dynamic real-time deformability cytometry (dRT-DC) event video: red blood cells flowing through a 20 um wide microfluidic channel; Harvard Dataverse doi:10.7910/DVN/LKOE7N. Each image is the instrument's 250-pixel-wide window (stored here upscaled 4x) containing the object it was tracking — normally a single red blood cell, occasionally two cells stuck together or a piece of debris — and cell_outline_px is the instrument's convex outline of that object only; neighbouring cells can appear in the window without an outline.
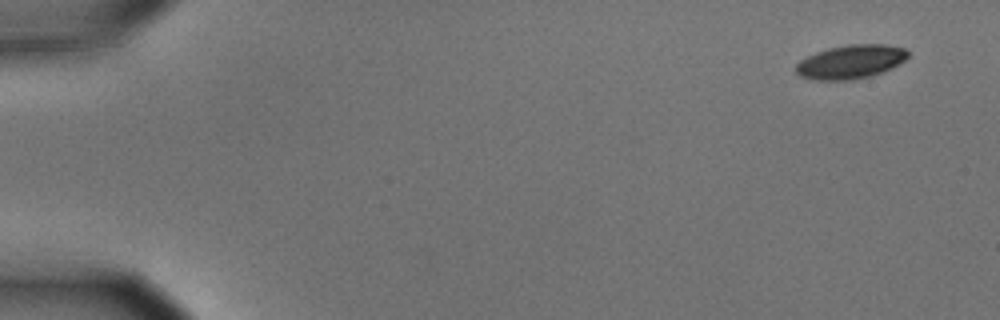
{"species": "common noctule bat (a hibernating species)", "species_latin": "Nyctalus noctula", "temperature_condition": "cold", "stored_images_in_passage": 4, "camera_frame_rate_fps": 3000, "um_per_image_px": 0.085, "animal": {"sex": "male", "body_mass_g": 15.6}, "frame": {"image": 1, "passage_image": 1, "time_ms": 0.0, "image_size_px": [1000, 320], "cell_outline_px": [[908, 56], [904, 60], [892, 68], [884, 72], [852, 80], [812, 80], [800, 76], [796, 72], [796, 64], [800, 60], [816, 52], [828, 48], [848, 44], [884, 44], [904, 48], [908, 52]], "centroid_in_image_um": [72.29, 5.25], "position_along_channel_um": 12.7, "area_um2": 22.08}}
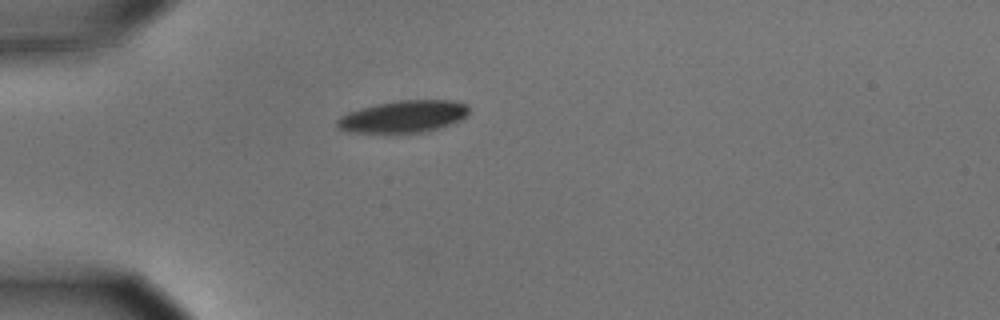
{"frame": {"image": 2, "passage_image": 4, "time_ms": 1.0, "image_size_px": [1000, 320], "cell_outline_px": [[468, 112], [460, 120], [436, 128], [420, 132], [348, 132], [340, 128], [336, 124], [336, 120], [340, 116], [348, 112], [360, 108], [376, 104], [400, 100], [452, 100], [464, 104], [468, 108]], "centroid_in_image_um": [34.24, 9.89], "position_along_channel_um": 50.8, "area_um2": 24.1}}